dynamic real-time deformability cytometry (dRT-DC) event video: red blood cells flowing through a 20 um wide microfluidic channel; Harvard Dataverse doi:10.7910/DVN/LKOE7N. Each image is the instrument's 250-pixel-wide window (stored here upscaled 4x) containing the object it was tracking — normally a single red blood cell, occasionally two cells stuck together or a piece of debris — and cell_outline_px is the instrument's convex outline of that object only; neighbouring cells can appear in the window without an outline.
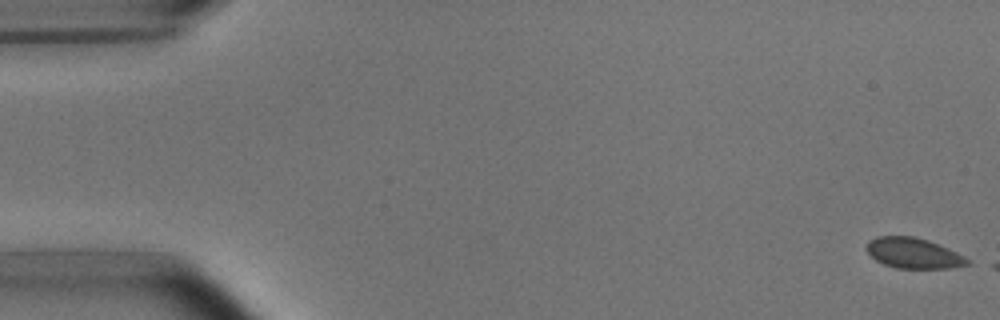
{"species": "common noctule bat (a hibernating species)", "species_latin": "Nyctalus noctula", "temperature_condition": "room temperature", "stored_images_in_passage": 5, "camera_frame_rate_fps": 3000, "um_per_image_px": 0.085, "animal": {"sex": "male", "body_mass_g": 15.6}, "frame": {"image": 1, "passage_image": 1, "time_ms": 0.0, "image_size_px": [1000, 320], "cell_outline_px": [[972, 264], [952, 268], [896, 268], [884, 264], [876, 260], [864, 248], [868, 240], [876, 236], [912, 236], [928, 240], [948, 248], [972, 260]], "centroid_in_image_um": [77.66, 21.52], "position_along_channel_um": 7.3, "area_um2": 18.09}}